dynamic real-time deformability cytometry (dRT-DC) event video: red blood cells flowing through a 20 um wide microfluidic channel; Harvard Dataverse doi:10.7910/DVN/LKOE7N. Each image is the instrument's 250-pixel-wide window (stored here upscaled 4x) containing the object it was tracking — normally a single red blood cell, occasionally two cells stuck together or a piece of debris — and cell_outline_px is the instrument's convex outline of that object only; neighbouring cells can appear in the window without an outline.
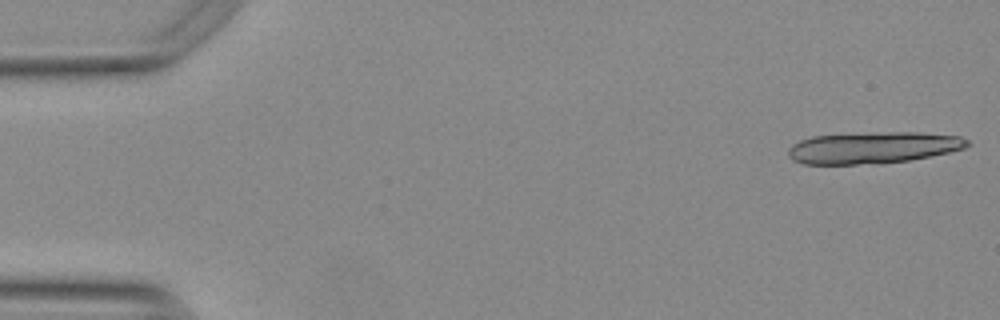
{"species": "Egyptian fruit bat (a non-hibernating species)", "species_latin": "Rousettus aegyptiacus", "temperature_condition": "warm", "stored_images_in_passage": 12, "camera_frame_rate_fps": 3000, "um_per_image_px": 0.085, "animal": {"sex": "female"}, "frame": {"image": 1, "passage_image": 1, "time_ms": 0.0, "image_size_px": [1000, 320], "cell_outline_px": [[968, 144], [964, 148], [932, 156], [908, 160], [856, 164], [804, 164], [792, 160], [788, 156], [788, 148], [792, 144], [800, 140], [812, 136], [876, 132], [920, 132], [960, 136], [968, 140]], "centroid_in_image_um": [74.17, 12.54], "position_along_channel_um": 10.8, "area_um2": 32.83}}